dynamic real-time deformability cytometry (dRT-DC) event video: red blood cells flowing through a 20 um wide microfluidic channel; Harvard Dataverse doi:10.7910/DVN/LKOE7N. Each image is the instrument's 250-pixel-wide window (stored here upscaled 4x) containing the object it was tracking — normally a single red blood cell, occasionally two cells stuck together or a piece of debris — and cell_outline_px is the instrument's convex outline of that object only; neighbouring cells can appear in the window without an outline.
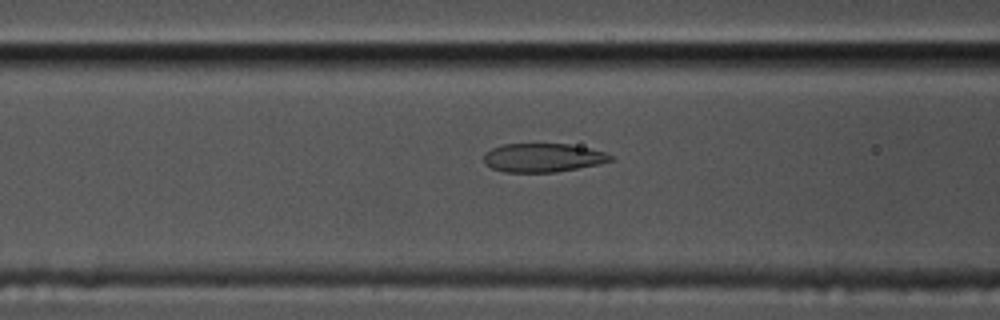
{"species": "common noctule bat (a hibernating species)", "species_latin": "Nyctalus noctula", "temperature_condition": "cold", "stored_images_in_passage": 58, "camera_frame_rate_fps": 3000, "um_per_image_px": 0.085, "animal": {"sex": "male", "body_mass_g": 17.5, "forearm_length_mm": 52.3}, "frame": {"image": 1, "passage_image": 23, "time_ms": 7.333, "image_size_px": [1000, 320], "cell_outline_px": [[612, 160], [596, 164], [556, 172], [504, 172], [492, 168], [484, 164], [484, 152], [492, 148], [504, 144], [568, 144], [588, 148], [604, 152], [612, 156]], "centroid_in_image_um": [46.08, 13.4], "position_along_channel_um": 120.5, "area_um2": 20.98}}
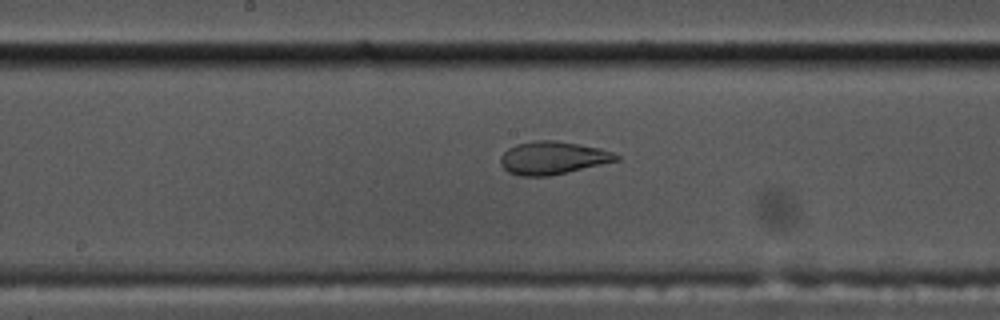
{"frame": {"image": 2, "passage_image": 30, "time_ms": 9.667, "image_size_px": [1000, 320], "cell_outline_px": [[620, 160], [548, 176], [520, 176], [508, 172], [500, 164], [500, 156], [508, 148], [516, 144], [536, 140], [556, 140], [600, 148], [612, 152], [620, 156]], "centroid_in_image_um": [46.96, 13.41], "position_along_channel_um": 201.2, "area_um2": 22.14}}
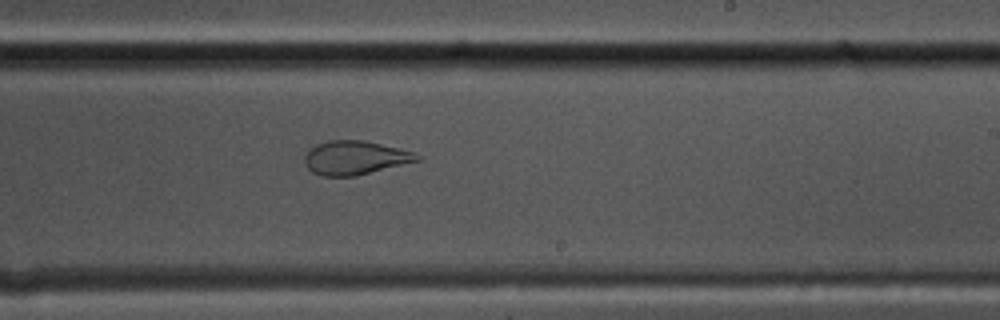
{"frame": {"image": 3, "passage_image": 35, "time_ms": 11.333, "image_size_px": [1000, 320], "cell_outline_px": [[420, 160], [356, 176], [324, 176], [312, 172], [304, 164], [304, 156], [308, 148], [316, 144], [328, 140], [364, 140], [416, 152], [420, 156]], "centroid_in_image_um": [30.15, 13.4], "position_along_channel_um": 258.9, "area_um2": 22.31}, "authors_computed_cell_mechanics": {"area_um2": 22.2819, "velocity_mm_per_s": 3.4647, "shape_relaxation_time_tau1_ms": null, "shape_relaxation_time_tau2_ms": 1.474, "deformation_change_tau1": null, "deformation_change_tau2": 0.0676}}